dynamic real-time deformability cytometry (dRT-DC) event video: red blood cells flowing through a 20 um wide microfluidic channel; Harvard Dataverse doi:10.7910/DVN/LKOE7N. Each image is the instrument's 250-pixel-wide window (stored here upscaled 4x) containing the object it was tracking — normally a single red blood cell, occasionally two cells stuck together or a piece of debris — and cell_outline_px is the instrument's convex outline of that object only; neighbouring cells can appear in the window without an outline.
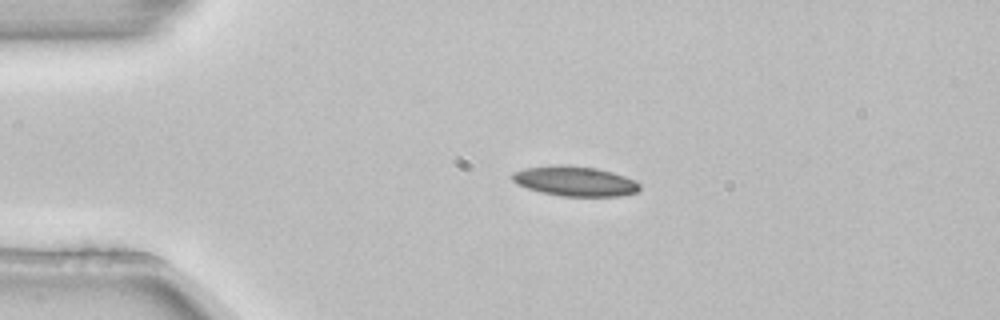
{"species": "common noctule bat (a hibernating species)", "species_latin": "Nyctalus noctula", "temperature_condition": "room temperature", "stored_images_in_passage": 2, "camera_frame_rate_fps": 3000, "um_per_image_px": 0.085, "animal": {"sex": "female", "body_mass_g": 22.7, "forearm_length_mm": 54.2}, "frame": {"image": 1, "passage_image": 1, "time_ms": 0.0, "image_size_px": [1000, 320], "cell_outline_px": [[640, 188], [636, 192], [620, 196], [560, 196], [540, 192], [516, 184], [512, 180], [512, 172], [524, 168], [556, 164], [564, 164], [596, 168], [612, 172], [624, 176], [640, 184]], "centroid_in_image_um": [48.82, 15.39], "position_along_channel_um": 36.2, "area_um2": 22.25}}